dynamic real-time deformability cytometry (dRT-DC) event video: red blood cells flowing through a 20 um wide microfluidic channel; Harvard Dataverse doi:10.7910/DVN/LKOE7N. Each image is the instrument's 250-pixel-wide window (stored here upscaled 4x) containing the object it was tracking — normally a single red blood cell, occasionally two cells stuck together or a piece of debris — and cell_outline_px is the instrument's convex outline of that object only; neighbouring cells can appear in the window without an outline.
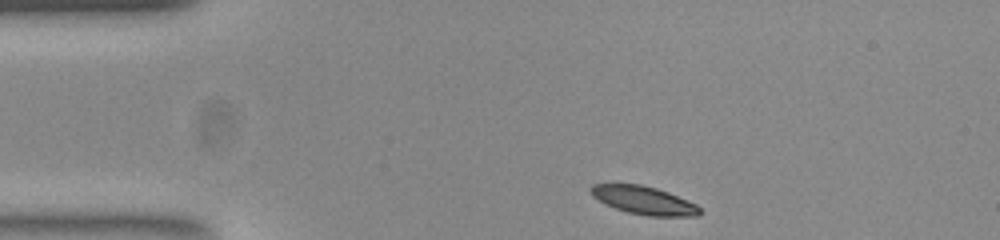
{"species": "common noctule bat (a hibernating species)", "species_latin": "Nyctalus noctula", "temperature_condition": "room temperature", "stored_images_in_passage": 44, "camera_frame_rate_fps": 3000, "um_per_image_px": 0.085, "animal": {"sex": "female", "body_mass_g": 23.0, "forearm_length_mm": 53.4}, "frame": {"image": 1, "passage_image": 1, "time_ms": 0.0, "image_size_px": [1000, 240], "cell_outline_px": [[700, 212], [696, 216], [648, 216], [628, 212], [604, 204], [592, 196], [592, 184], [640, 184], [656, 188], [668, 192], [688, 200], [696, 204], [700, 208]], "centroid_in_image_um": [54.74, 17.03], "position_along_channel_um": 30.3, "area_um2": 17.69}}
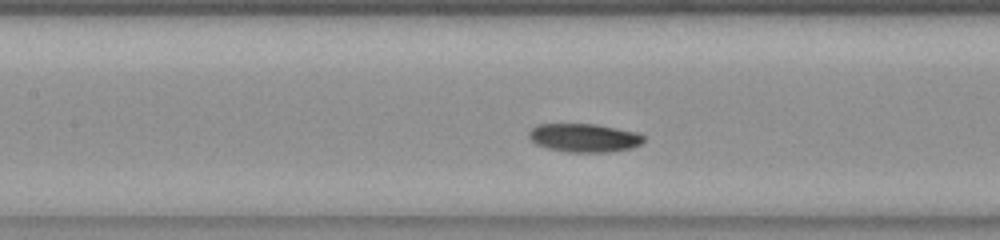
{"frame": {"image": 2, "passage_image": 15, "time_ms": 4.667, "image_size_px": [1000, 240], "cell_outline_px": [[644, 140], [640, 144], [632, 148], [608, 152], [568, 152], [548, 148], [536, 144], [528, 136], [528, 132], [536, 124], [596, 124], [636, 132], [644, 136]], "centroid_in_image_um": [49.64, 11.71], "position_along_channel_um": 157.8, "area_um2": 19.02}}
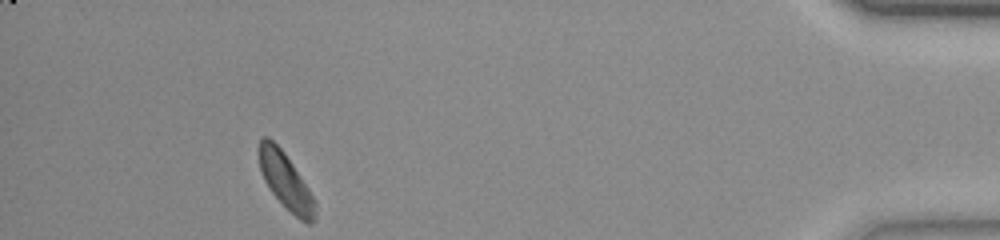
{"frame": {"image": 3, "passage_image": 40, "time_ms": 13.0, "image_size_px": [1000, 240], "cell_outline_px": [[316, 204], [312, 224], [308, 224], [300, 220], [272, 192], [264, 180], [260, 168], [260, 140], [264, 136], [268, 136], [284, 152], [316, 200]], "centroid_in_image_um": [24.3, 15.39], "position_along_channel_um": 410.9, "area_um2": 17.69}, "authors_computed_cell_mechanics": {"area_um2": 18.8428, "velocity_mm_per_s": 3.8111, "shape_relaxation_time_tau1_ms": 2.5649, "shape_relaxation_time_tau2_ms": null, "deformation_change_tau1": 0.0962, "deformation_change_tau2": null}}